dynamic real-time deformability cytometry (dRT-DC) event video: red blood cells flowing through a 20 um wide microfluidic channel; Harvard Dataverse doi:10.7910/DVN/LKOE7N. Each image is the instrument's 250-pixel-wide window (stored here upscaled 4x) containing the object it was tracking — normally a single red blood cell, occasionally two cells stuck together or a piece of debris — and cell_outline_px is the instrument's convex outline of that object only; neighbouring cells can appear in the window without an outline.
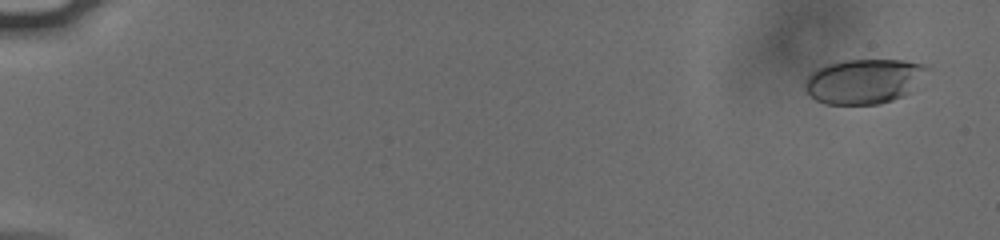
{"species": "human", "species_latin": "Homo sapiens", "temperature_condition": "cold", "stored_images_in_passage": 57, "camera_frame_rate_fps": 3000, "um_per_image_px": 0.085, "donor": {"sex": "male"}, "frame": {"image": 1, "passage_image": 3, "time_ms": 0.667, "image_size_px": [1000, 240], "cell_outline_px": [[928, 68], [908, 92], [904, 96], [880, 104], [824, 104], [816, 100], [804, 88], [804, 80], [816, 68], [828, 64], [844, 60], [904, 60], [924, 64]], "centroid_in_image_um": [73.37, 6.9], "position_along_channel_um": 11.6, "area_um2": 31.56}}
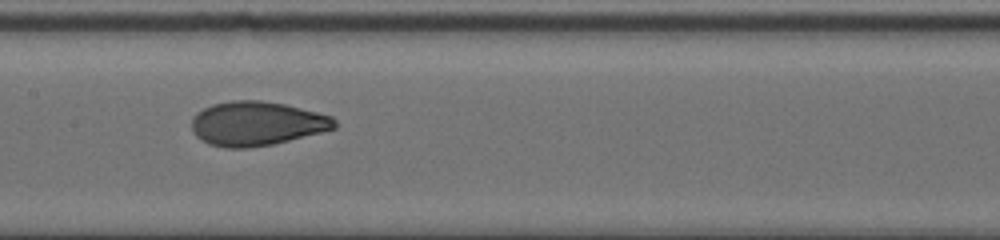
{"frame": {"image": 2, "passage_image": 31, "time_ms": 10.0, "image_size_px": [1000, 240], "cell_outline_px": [[336, 128], [272, 144], [248, 148], [228, 148], [208, 144], [200, 140], [196, 136], [192, 128], [192, 116], [196, 112], [212, 104], [232, 100], [260, 100], [284, 104], [332, 116], [336, 120]], "centroid_in_image_um": [21.78, 10.5], "position_along_channel_um": 185.6, "area_um2": 36.7}}
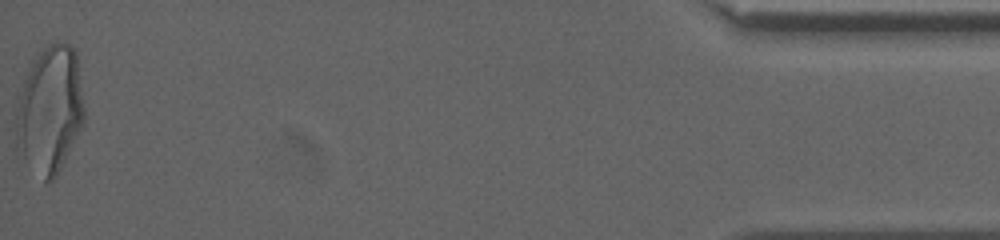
{"frame": {"image": 3, "passage_image": 57, "time_ms": 18.667, "image_size_px": [1000, 240], "cell_outline_px": [[84, 124], [56, 176], [48, 184], [16, 152], [16, 108], [32, 60], [48, 44], [68, 44], [76, 52], [84, 108]], "centroid_in_image_um": [4.24, 9.38], "position_along_channel_um": 431.0, "area_um2": 50.11}, "authors_computed_cell_mechanics": {"area_um2": 35.7782, "velocity_mm_per_s": 3.8001, "shape_relaxation_time_tau1_ms": 4.3801, "shape_relaxation_time_tau2_ms": 0.8496, "deformation_change_tau1": 0.1837, "deformation_change_tau2": 0.0544}}